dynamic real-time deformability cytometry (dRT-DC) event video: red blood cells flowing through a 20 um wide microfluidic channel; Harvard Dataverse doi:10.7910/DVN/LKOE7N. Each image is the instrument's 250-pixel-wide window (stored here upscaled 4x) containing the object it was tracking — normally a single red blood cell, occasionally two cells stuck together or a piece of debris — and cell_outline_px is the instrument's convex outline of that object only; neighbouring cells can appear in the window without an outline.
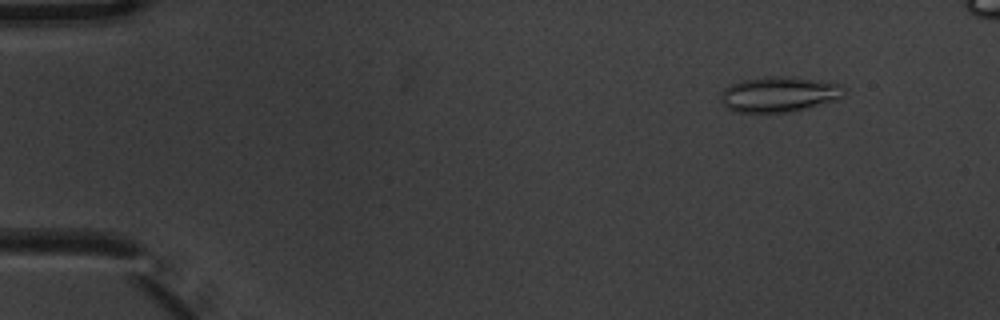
{"species": "common noctule bat (a hibernating species)", "species_latin": "Nyctalus noctula", "temperature_condition": "warm", "stored_images_in_passage": 6, "camera_frame_rate_fps": 3000, "um_per_image_px": 0.085, "animal": {"sex": "male", "body_mass_g": 20.1, "forearm_length_mm": 53.5}, "frame": {"image": 1, "passage_image": 2, "time_ms": 0.333, "image_size_px": [1000, 320], "cell_outline_px": [[844, 96], [836, 100], [792, 112], [732, 112], [720, 100], [720, 96], [724, 88], [740, 80], [768, 76], [784, 76], [820, 80], [840, 84], [844, 88]], "centroid_in_image_um": [66.21, 8.01], "position_along_channel_um": 18.8, "area_um2": 25.55}}